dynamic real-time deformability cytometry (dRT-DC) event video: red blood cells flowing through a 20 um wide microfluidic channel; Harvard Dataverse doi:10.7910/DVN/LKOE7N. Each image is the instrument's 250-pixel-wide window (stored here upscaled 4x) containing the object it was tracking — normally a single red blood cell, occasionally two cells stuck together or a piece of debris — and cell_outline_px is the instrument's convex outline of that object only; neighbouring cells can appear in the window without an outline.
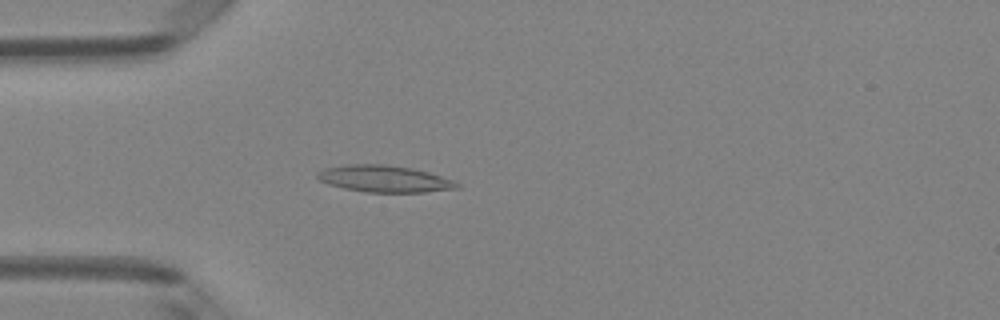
{"species": "Egyptian fruit bat (a non-hibernating species)", "species_latin": "Rousettus aegyptiacus", "temperature_condition": "room temperature", "stored_images_in_passage": 5, "camera_frame_rate_fps": 3000, "um_per_image_px": 0.085, "animal": {"sex": "female"}, "frame": {"image": 1, "passage_image": 5, "time_ms": 1.333, "image_size_px": [1000, 320], "cell_outline_px": [[460, 188], [424, 192], [364, 192], [344, 188], [328, 184], [320, 180], [316, 176], [316, 172], [324, 168], [344, 164], [388, 164], [412, 168], [428, 172], [452, 180], [460, 184]], "centroid_in_image_um": [32.64, 15.19], "position_along_channel_um": 52.4, "area_um2": 21.85}}